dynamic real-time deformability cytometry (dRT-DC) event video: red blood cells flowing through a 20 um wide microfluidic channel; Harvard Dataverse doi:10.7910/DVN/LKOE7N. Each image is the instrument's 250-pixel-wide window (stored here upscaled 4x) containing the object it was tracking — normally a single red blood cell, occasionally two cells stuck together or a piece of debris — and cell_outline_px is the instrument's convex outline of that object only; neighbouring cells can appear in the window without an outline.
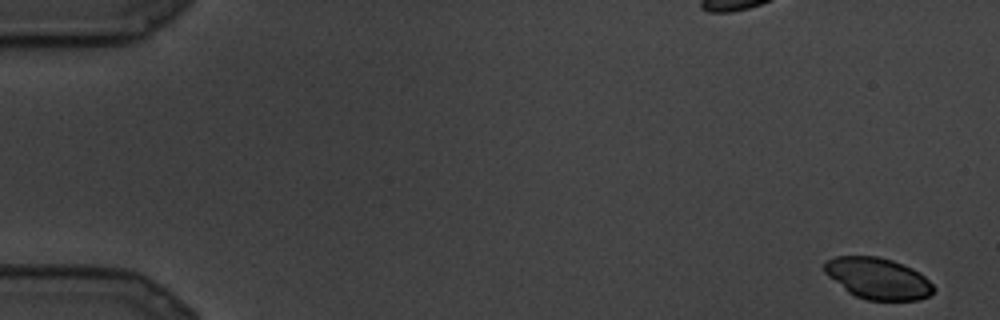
{"species": "common noctule bat (a hibernating species)", "species_latin": "Nyctalus noctula", "temperature_condition": "cold", "stored_images_in_passage": 6, "camera_frame_rate_fps": 3000, "um_per_image_px": 0.085, "animal": {"sex": "male", "body_mass_g": 19.5, "forearm_length_mm": 54.6}, "frame": {"image": 1, "passage_image": 1, "time_ms": 0.0, "image_size_px": [1000, 320], "cell_outline_px": [[936, 288], [928, 296], [920, 300], [868, 300], [856, 296], [848, 292], [828, 276], [824, 272], [824, 264], [828, 260], [836, 256], [876, 256], [892, 260], [912, 268], [920, 272]], "centroid_in_image_um": [74.63, 23.67], "position_along_channel_um": 10.4, "area_um2": 26.18}}